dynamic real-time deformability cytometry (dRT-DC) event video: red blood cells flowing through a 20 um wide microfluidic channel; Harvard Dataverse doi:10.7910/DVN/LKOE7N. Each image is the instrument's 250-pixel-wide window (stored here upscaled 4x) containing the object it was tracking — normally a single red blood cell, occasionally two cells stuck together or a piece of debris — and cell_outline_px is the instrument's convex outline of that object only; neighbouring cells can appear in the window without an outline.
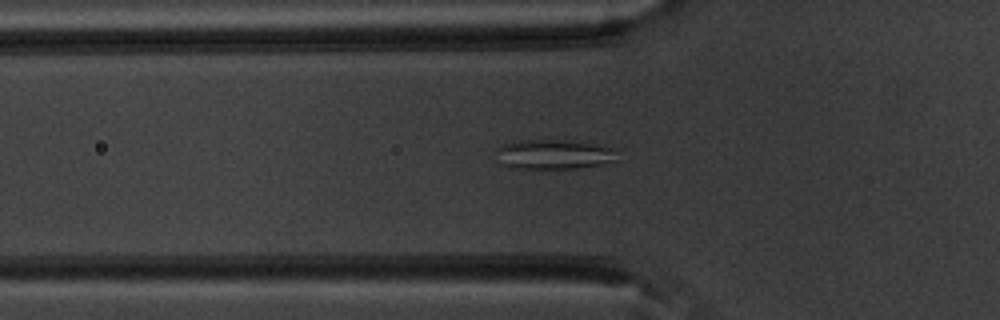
{"species": "common noctule bat (a hibernating species)", "species_latin": "Nyctalus noctula", "temperature_condition": "warm", "stored_images_in_passage": 54, "camera_frame_rate_fps": 3000, "um_per_image_px": 0.085, "animal": {"sex": "male", "body_mass_g": 20.1, "forearm_length_mm": 53.5}, "frame": {"image": 1, "passage_image": 19, "time_ms": 6.0, "image_size_px": [1000, 320], "cell_outline_px": [[624, 148], [612, 160], [600, 164], [576, 168], [508, 168], [500, 164], [496, 148], [504, 144], [520, 140], [564, 140]], "centroid_in_image_um": [47.11, 13.11], "position_along_channel_um": 78.7, "area_um2": 21.04}}
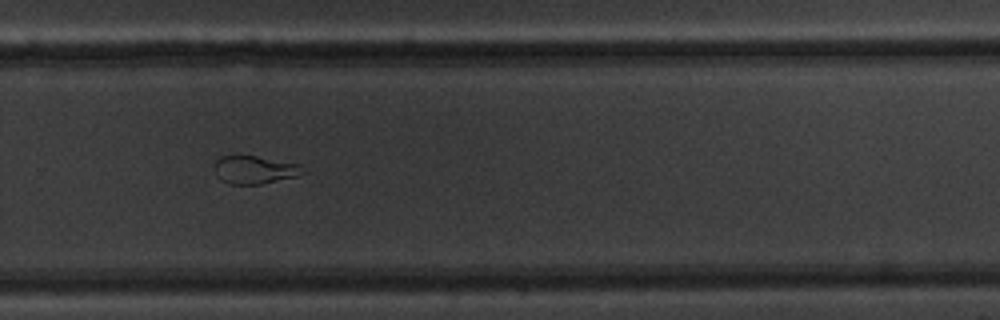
{"frame": {"image": 2, "passage_image": 37, "time_ms": 12.0, "image_size_px": [1000, 320], "cell_outline_px": [[308, 172], [296, 176], [260, 184], [228, 184], [220, 180], [212, 164], [220, 156], [256, 156], [300, 164]], "centroid_in_image_um": [21.64, 14.43], "position_along_channel_um": 308.2, "area_um2": 14.51}}
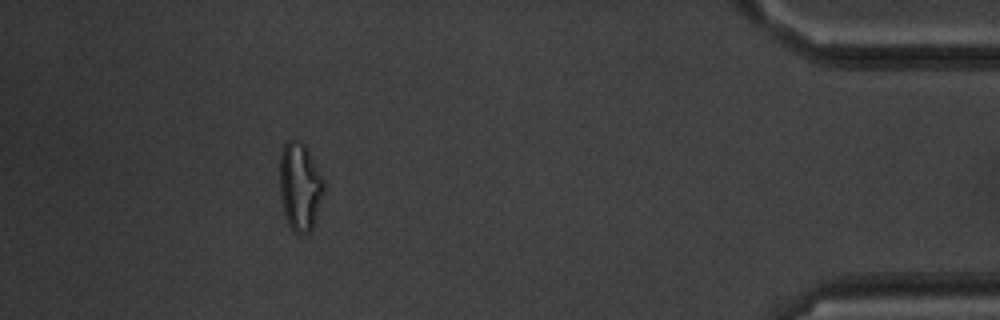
{"frame": {"image": 3, "passage_image": 49, "time_ms": 16.0, "image_size_px": [1000, 320], "cell_outline_px": [[324, 192], [316, 220], [312, 228], [304, 236], [292, 232], [288, 224], [284, 212], [280, 196], [280, 152], [284, 144], [288, 140], [300, 140], [304, 144], [324, 180]], "centroid_in_image_um": [25.49, 15.9], "position_along_channel_um": 409.7, "area_um2": 22.83}, "authors_computed_cell_mechanics": {"area_um2": 21.1259, "velocity_mm_per_s": 3.8175, "shape_relaxation_time_tau1_ms": null, "shape_relaxation_time_tau2_ms": 1.413, "deformation_change_tau1": null, "deformation_change_tau2": 0.0561}}